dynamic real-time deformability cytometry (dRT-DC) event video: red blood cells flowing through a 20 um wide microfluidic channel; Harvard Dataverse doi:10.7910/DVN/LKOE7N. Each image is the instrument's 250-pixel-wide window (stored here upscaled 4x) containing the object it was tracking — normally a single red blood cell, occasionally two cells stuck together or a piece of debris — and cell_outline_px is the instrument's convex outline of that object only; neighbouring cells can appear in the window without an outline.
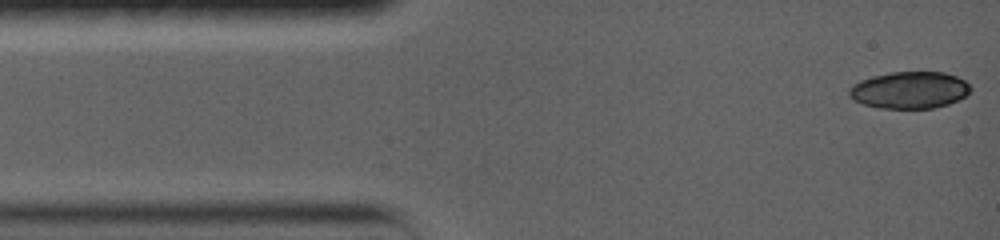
{"species": "common noctule bat (a hibernating species)", "species_latin": "Nyctalus noctula", "temperature_condition": "warm", "stored_images_in_passage": 8, "camera_frame_rate_fps": 5000, "um_per_image_px": 0.085, "animal": {"sex": "female", "body_mass_g": 19.0, "forearm_length_mm": 56.7}, "frame": {"image": 1, "passage_image": 1, "time_ms": 0.0, "image_size_px": [1000, 240], "cell_outline_px": [[972, 88], [964, 96], [948, 104], [932, 108], [880, 108], [864, 104], [848, 96], [848, 88], [852, 84], [860, 80], [872, 76], [892, 72], [944, 72], [956, 76], [964, 80]], "centroid_in_image_um": [77.28, 7.65], "position_along_channel_um": 7.7, "area_um2": 26.01}}